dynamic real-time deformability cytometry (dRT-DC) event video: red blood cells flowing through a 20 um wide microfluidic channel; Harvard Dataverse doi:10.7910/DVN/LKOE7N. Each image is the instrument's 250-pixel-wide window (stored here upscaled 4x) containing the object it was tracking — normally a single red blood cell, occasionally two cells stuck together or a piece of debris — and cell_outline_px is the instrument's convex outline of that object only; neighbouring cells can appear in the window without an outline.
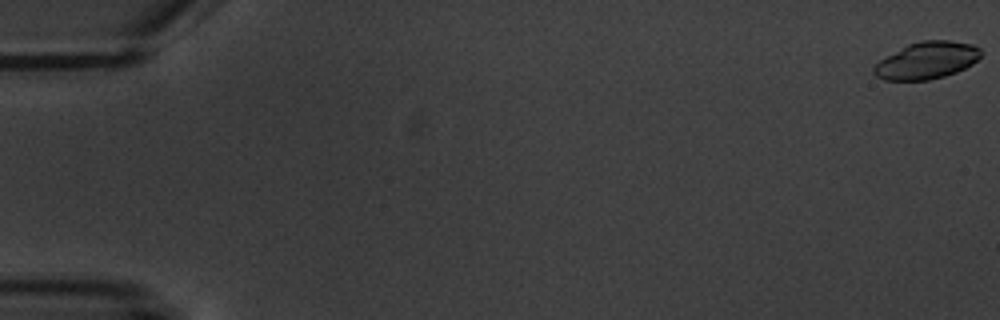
{"species": "common noctule bat (a hibernating species)", "species_latin": "Nyctalus noctula", "temperature_condition": "warm", "stored_images_in_passage": 6, "camera_frame_rate_fps": 3000, "um_per_image_px": 0.085, "animal": {"sex": "male", "body_mass_g": 20.1, "forearm_length_mm": 53.5}, "frame": {"image": 1, "passage_image": 1, "time_ms": 0.0, "image_size_px": [1000, 320], "cell_outline_px": [[980, 56], [972, 64], [956, 72], [944, 76], [928, 80], [884, 80], [876, 76], [872, 72], [872, 68], [880, 60], [908, 44], [924, 40], [948, 40], [972, 44], [980, 48]], "centroid_in_image_um": [78.76, 5.14], "position_along_channel_um": 6.2, "area_um2": 22.89}}
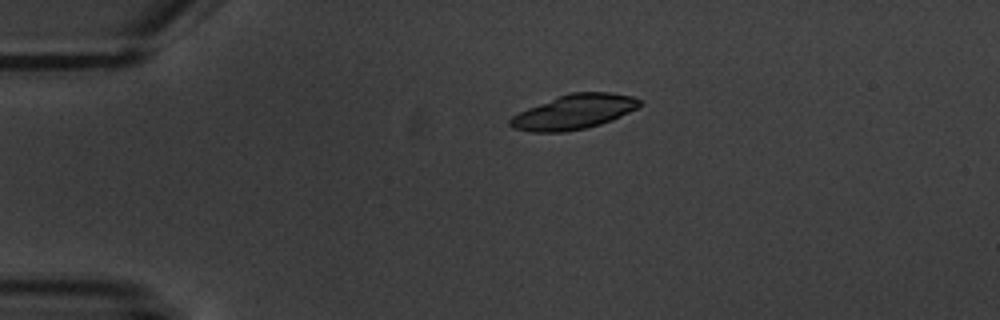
{"frame": {"image": 2, "passage_image": 4, "time_ms": 4.333, "image_size_px": [1000, 320], "cell_outline_px": [[644, 104], [612, 120], [600, 124], [584, 128], [564, 132], [532, 132], [512, 128], [508, 124], [508, 120], [512, 116], [528, 108], [556, 96], [572, 92], [608, 92], [632, 96], [640, 100]], "centroid_in_image_um": [48.77, 9.51], "position_along_channel_um": 36.2, "area_um2": 26.07}}